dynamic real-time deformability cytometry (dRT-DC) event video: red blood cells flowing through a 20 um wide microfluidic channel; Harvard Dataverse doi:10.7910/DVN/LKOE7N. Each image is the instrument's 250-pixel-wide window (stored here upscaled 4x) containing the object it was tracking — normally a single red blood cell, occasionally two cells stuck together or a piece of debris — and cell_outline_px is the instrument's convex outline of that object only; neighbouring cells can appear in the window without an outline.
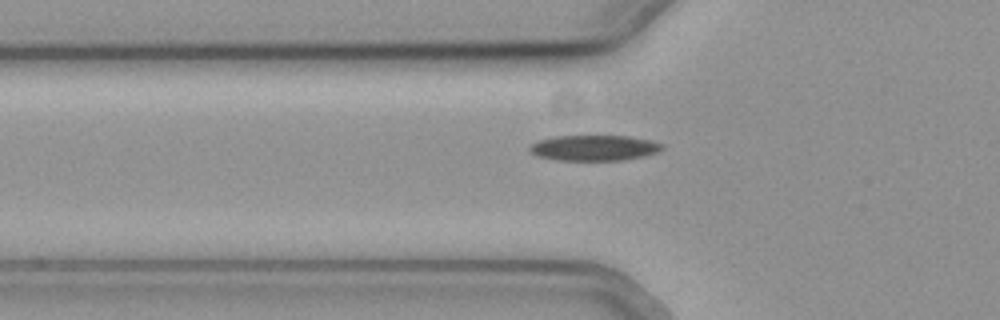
{"species": "common noctule bat (a hibernating species)", "species_latin": "Nyctalus noctula", "temperature_condition": "cold", "stored_images_in_passage": 41, "camera_frame_rate_fps": 3000, "um_per_image_px": 0.085, "animal": {"sex": "female", "body_mass_g": 19.3, "forearm_length_mm": 54.1}, "frame": {"image": 1, "passage_image": 5, "time_ms": 1.333, "image_size_px": [1000, 320], "cell_outline_px": [[664, 148], [656, 152], [644, 156], [624, 160], [556, 160], [536, 156], [528, 148], [532, 144], [540, 140], [556, 136], [628, 136], [648, 140], [664, 144]], "centroid_in_image_um": [50.5, 12.57], "position_along_channel_um": 75.3, "area_um2": 19.59}}
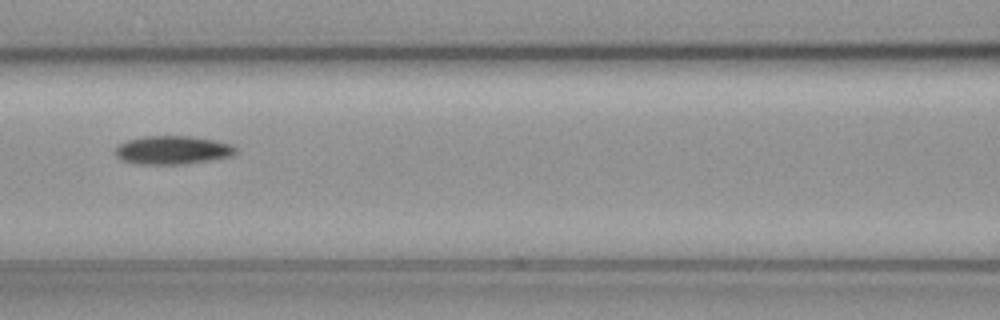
{"frame": {"image": 2, "passage_image": 11, "time_ms": 3.333, "image_size_px": [1000, 320], "cell_outline_px": [[240, 152], [232, 156], [188, 164], [136, 164], [120, 160], [112, 152], [124, 140], [144, 136], [188, 136], [216, 140], [232, 144]], "centroid_in_image_um": [14.66, 12.76], "position_along_channel_um": 151.9, "area_um2": 20.4}}
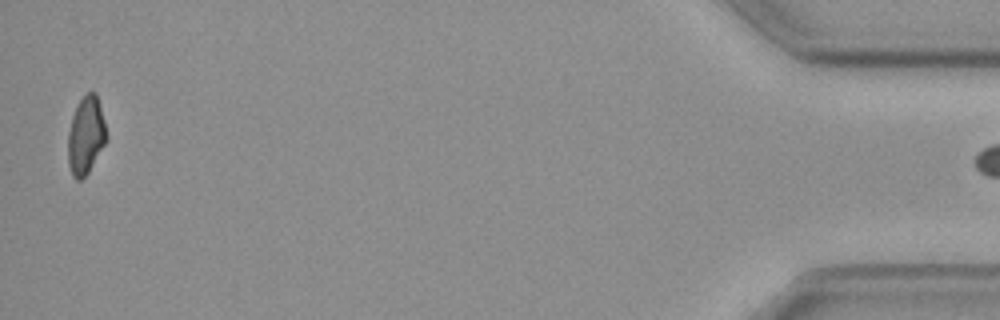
{"frame": {"image": 3, "passage_image": 40, "time_ms": 13.0, "image_size_px": [1000, 320], "cell_outline_px": [[108, 140], [88, 172], [80, 180], [76, 180], [72, 176], [68, 164], [68, 132], [72, 116], [76, 104], [88, 92], [96, 92], [104, 120], [108, 136]], "centroid_in_image_um": [7.3, 11.52], "position_along_channel_um": 427.9, "area_um2": 17.57}}